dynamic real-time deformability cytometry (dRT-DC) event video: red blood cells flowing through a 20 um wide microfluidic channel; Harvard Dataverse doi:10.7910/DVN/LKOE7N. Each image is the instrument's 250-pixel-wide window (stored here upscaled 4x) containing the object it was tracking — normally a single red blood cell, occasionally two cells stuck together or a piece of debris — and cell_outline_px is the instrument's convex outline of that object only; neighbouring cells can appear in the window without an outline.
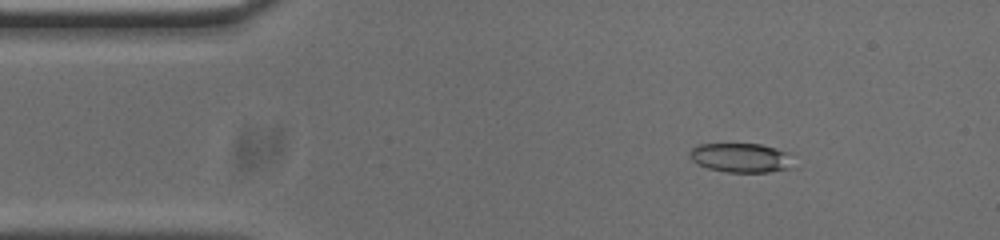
{"species": "common noctule bat (a hibernating species)", "species_latin": "Nyctalus noctula", "temperature_condition": "cold", "stored_images_in_passage": 53, "camera_frame_rate_fps": 3000, "um_per_image_px": 0.085, "animal": {"sex": "male", "body_mass_g": 20.0, "forearm_length_mm": 53.3}, "frame": {"image": 1, "passage_image": 7, "time_ms": 2.0, "image_size_px": [1000, 240], "cell_outline_px": [[796, 168], [768, 172], [728, 172], [708, 168], [692, 160], [688, 156], [688, 152], [692, 148], [700, 144], [760, 144], [776, 148], [788, 152]], "centroid_in_image_um": [63.03, 13.41], "position_along_channel_um": 22.0, "area_um2": 17.86}}
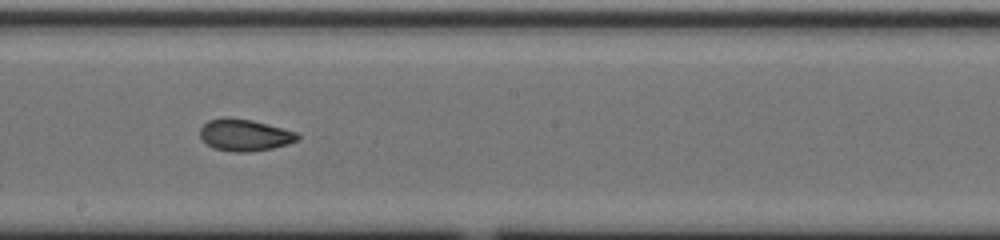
{"frame": {"image": 2, "passage_image": 28, "time_ms": 9.0, "image_size_px": [1000, 240], "cell_outline_px": [[300, 140], [288, 144], [272, 148], [248, 152], [232, 152], [216, 148], [208, 144], [200, 136], [200, 128], [208, 120], [224, 116], [228, 116], [252, 120], [268, 124], [296, 132], [300, 136]], "centroid_in_image_um": [20.81, 11.46], "position_along_channel_um": 227.4, "area_um2": 18.15}}
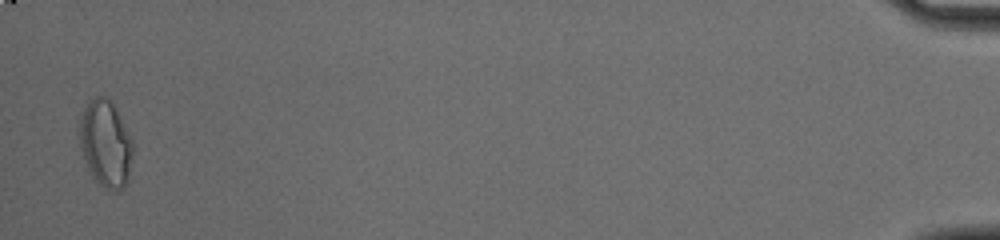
{"frame": {"image": 3, "passage_image": 52, "time_ms": 17.0, "image_size_px": [1000, 240], "cell_outline_px": [[136, 144], [128, 180], [124, 188], [120, 192], [108, 192], [92, 176], [84, 164], [80, 148], [80, 112], [88, 100], [96, 96], [104, 96], [116, 108]], "centroid_in_image_um": [9.01, 12.25], "position_along_channel_um": 426.2, "area_um2": 28.03}, "authors_computed_cell_mechanics": {"area_um2": 18.496, "velocity_mm_per_s": 3.7612, "shape_relaxation_time_tau1_ms": null, "shape_relaxation_time_tau2_ms": 2.6438, "deformation_change_tau1": null, "deformation_change_tau2": 0.0792}}